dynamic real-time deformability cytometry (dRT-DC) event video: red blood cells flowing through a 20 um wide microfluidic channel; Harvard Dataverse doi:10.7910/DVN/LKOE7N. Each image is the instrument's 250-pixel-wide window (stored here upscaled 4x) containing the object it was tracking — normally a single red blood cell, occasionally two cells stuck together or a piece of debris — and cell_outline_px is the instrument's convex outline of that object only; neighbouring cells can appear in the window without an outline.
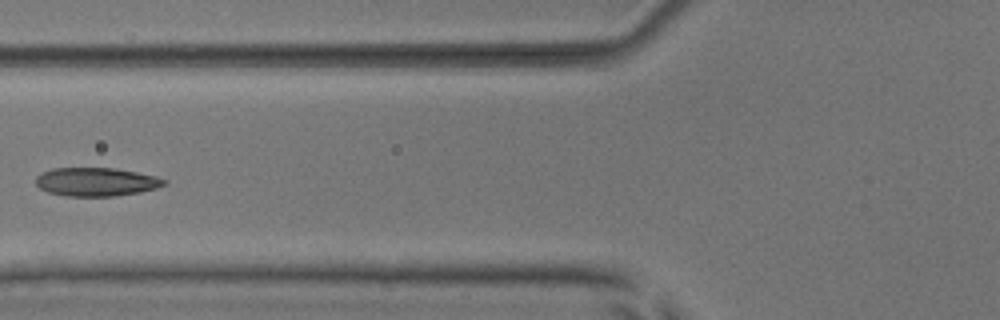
{"species": "common noctule bat (a hibernating species)", "species_latin": "Nyctalus noctula", "temperature_condition": "room temperature", "stored_images_in_passage": 7, "camera_frame_rate_fps": 3000, "um_per_image_px": 0.085, "animal": {"sex": "male", "body_mass_g": 17.9, "forearm_length_mm": 54.2}, "frame": {"image": 1, "passage_image": 6, "time_ms": 6.667, "image_size_px": [1000, 320], "cell_outline_px": [[168, 184], [156, 188], [140, 192], [112, 196], [64, 196], [48, 192], [40, 188], [36, 184], [36, 176], [40, 172], [52, 168], [112, 168], [136, 172], [156, 176], [168, 180]], "centroid_in_image_um": [8.17, 15.45], "position_along_channel_um": 117.6, "area_um2": 21.44}}
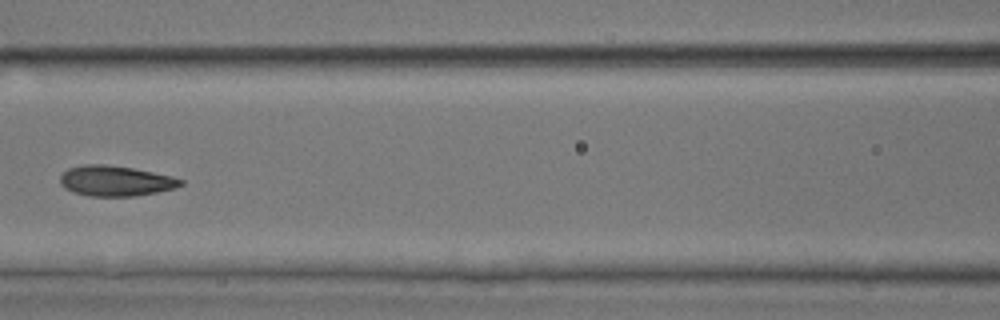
{"frame": {"image": 2, "passage_image": 7, "time_ms": 7.667, "image_size_px": [1000, 320], "cell_outline_px": [[184, 184], [176, 188], [156, 192], [132, 196], [88, 196], [72, 192], [64, 188], [60, 184], [60, 176], [68, 168], [84, 164], [104, 164], [132, 168], [172, 176], [184, 180]], "centroid_in_image_um": [9.8, 15.38], "position_along_channel_um": 156.8, "area_um2": 21.39}}